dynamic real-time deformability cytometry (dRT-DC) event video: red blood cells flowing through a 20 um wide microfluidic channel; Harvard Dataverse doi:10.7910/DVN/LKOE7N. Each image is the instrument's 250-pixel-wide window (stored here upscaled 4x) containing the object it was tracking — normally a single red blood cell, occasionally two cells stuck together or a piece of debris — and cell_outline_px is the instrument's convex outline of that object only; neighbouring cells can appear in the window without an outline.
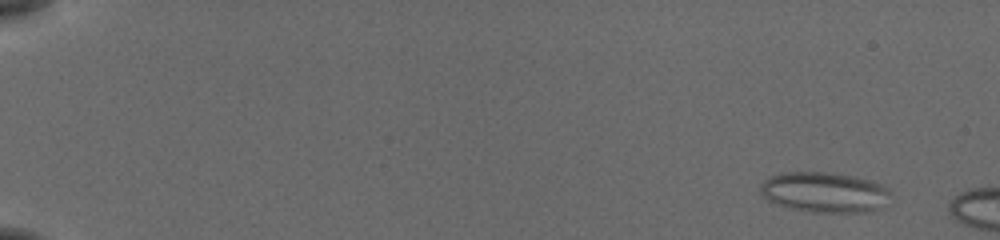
{"species": "common noctule bat (a hibernating species)", "species_latin": "Nyctalus noctula", "temperature_condition": "cold", "stored_images_in_passage": 10, "camera_frame_rate_fps": 3000, "um_per_image_px": 0.085, "animal": {"sex": "female", "body_mass_g": 19.5, "forearm_length_mm": 54.1}, "frame": {"image": 1, "passage_image": 5, "time_ms": 1.333, "image_size_px": [1000, 240], "cell_outline_px": [[888, 192], [876, 208], [868, 212], [816, 212], [792, 208], [780, 204], [764, 196], [760, 192], [760, 188], [764, 180], [772, 176], [788, 172], [824, 172], [848, 176], [868, 180], [888, 188]], "centroid_in_image_um": [70.0, 16.33], "position_along_channel_um": 15.0, "area_um2": 29.19}}